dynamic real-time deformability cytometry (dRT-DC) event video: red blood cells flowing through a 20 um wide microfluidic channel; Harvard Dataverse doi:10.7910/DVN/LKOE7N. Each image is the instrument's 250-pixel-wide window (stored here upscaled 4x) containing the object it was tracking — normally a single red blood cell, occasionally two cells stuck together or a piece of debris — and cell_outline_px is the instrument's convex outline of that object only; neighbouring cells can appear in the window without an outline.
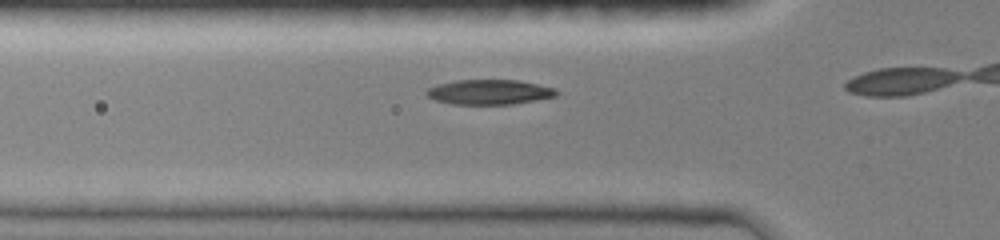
{"species": "common noctule bat (a hibernating species)", "species_latin": "Nyctalus noctula", "temperature_condition": "room temperature", "stored_images_in_passage": 12, "camera_frame_rate_fps": 3000, "um_per_image_px": 0.085, "animal": {"sex": "female", "body_mass_g": 19.0, "forearm_length_mm": 51.5}, "frame": {"image": 1, "passage_image": 10, "time_ms": 3.0, "image_size_px": [1000, 240], "cell_outline_px": [[560, 92], [556, 96], [536, 100], [512, 104], [452, 104], [436, 100], [428, 96], [424, 92], [428, 88], [436, 84], [456, 80], [516, 80], [556, 88]], "centroid_in_image_um": [41.59, 7.82], "position_along_channel_um": 84.2, "area_um2": 18.84}}